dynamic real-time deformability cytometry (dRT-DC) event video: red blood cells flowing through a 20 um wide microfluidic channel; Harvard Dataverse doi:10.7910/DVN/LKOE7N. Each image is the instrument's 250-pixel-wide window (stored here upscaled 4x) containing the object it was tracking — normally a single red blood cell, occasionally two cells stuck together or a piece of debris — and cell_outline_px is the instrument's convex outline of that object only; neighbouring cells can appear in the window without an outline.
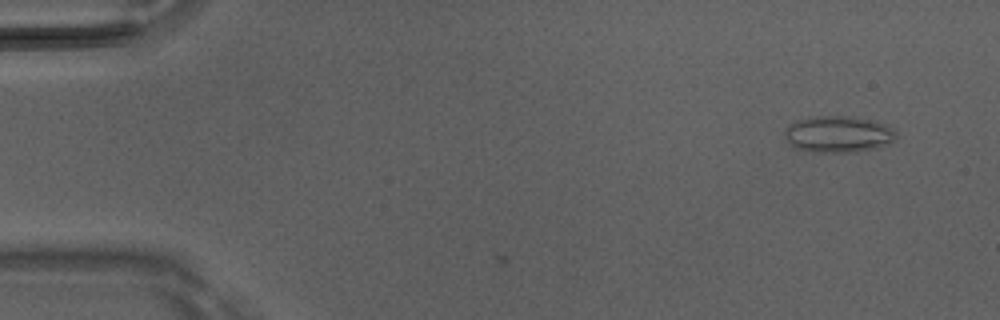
{"species": "Egyptian fruit bat (a non-hibernating species)", "species_latin": "Rousettus aegyptiacus", "temperature_condition": "room temperature", "stored_images_in_passage": 3, "camera_frame_rate_fps": 3000, "um_per_image_px": 0.085, "animal": {"sex": "male"}, "frame": {"image": 1, "passage_image": 1, "time_ms": 0.0, "image_size_px": [1000, 320], "cell_outline_px": [[896, 140], [880, 148], [856, 152], [820, 152], [796, 148], [784, 136], [784, 132], [792, 124], [808, 116], [848, 116], [876, 120], [896, 128]], "centroid_in_image_um": [71.37, 11.4], "position_along_channel_um": 13.6, "area_um2": 23.93}}